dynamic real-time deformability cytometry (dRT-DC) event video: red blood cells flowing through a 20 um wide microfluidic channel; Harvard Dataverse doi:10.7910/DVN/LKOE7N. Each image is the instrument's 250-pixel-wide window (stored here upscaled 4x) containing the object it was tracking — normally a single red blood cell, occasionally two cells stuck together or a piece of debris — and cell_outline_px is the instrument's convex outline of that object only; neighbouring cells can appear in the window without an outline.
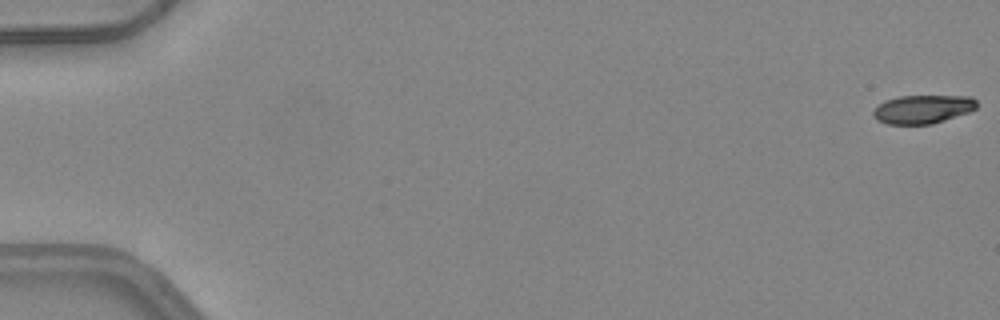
{"species": "common noctule bat (a hibernating species)", "species_latin": "Nyctalus noctula", "temperature_condition": "warm", "stored_images_in_passage": 49, "camera_frame_rate_fps": 3000, "um_per_image_px": 0.085, "animal": {"sex": "female", "body_mass_g": 24.6, "forearm_length_mm": 56.2}, "frame": {"image": 1, "passage_image": 1, "time_ms": 0.0, "image_size_px": [1000, 320], "cell_outline_px": [[976, 108], [968, 112], [932, 124], [888, 124], [880, 120], [872, 112], [884, 100], [900, 96], [972, 96], [976, 100]], "centroid_in_image_um": [78.46, 9.27], "position_along_channel_um": 6.5, "area_um2": 16.94}}
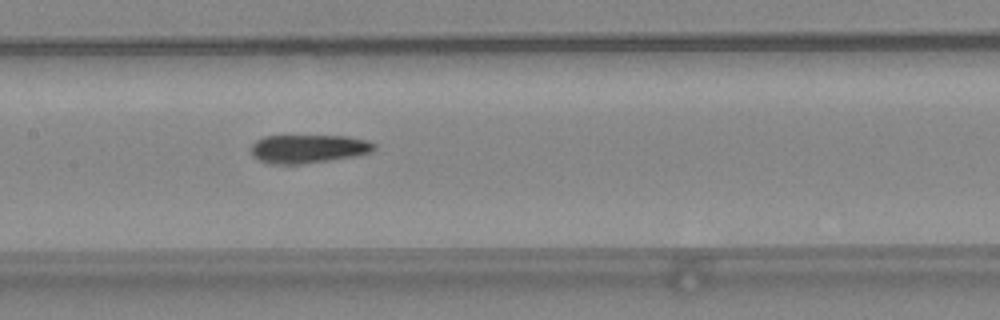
{"frame": {"image": 2, "passage_image": 26, "time_ms": 8.333, "image_size_px": [1000, 320], "cell_outline_px": [[376, 148], [372, 152], [356, 156], [300, 164], [280, 164], [260, 160], [252, 156], [248, 148], [256, 140], [264, 136], [348, 136], [368, 140], [376, 144]], "centroid_in_image_um": [26.22, 12.63], "position_along_channel_um": 181.2, "area_um2": 20.52}}
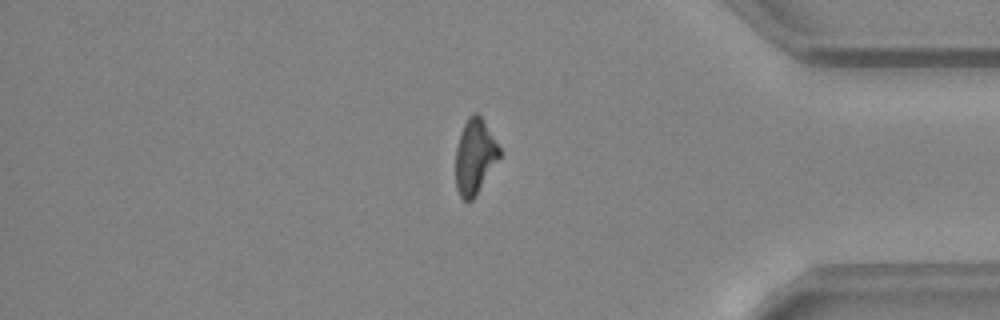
{"frame": {"image": 3, "passage_image": 43, "time_ms": 14.0, "image_size_px": [1000, 320], "cell_outline_px": [[500, 156], [472, 200], [464, 200], [460, 196], [456, 188], [456, 148], [460, 132], [468, 116], [472, 112], [476, 112], [480, 116], [500, 148]], "centroid_in_image_um": [40.33, 13.28], "position_along_channel_um": 394.9, "area_um2": 18.73}}